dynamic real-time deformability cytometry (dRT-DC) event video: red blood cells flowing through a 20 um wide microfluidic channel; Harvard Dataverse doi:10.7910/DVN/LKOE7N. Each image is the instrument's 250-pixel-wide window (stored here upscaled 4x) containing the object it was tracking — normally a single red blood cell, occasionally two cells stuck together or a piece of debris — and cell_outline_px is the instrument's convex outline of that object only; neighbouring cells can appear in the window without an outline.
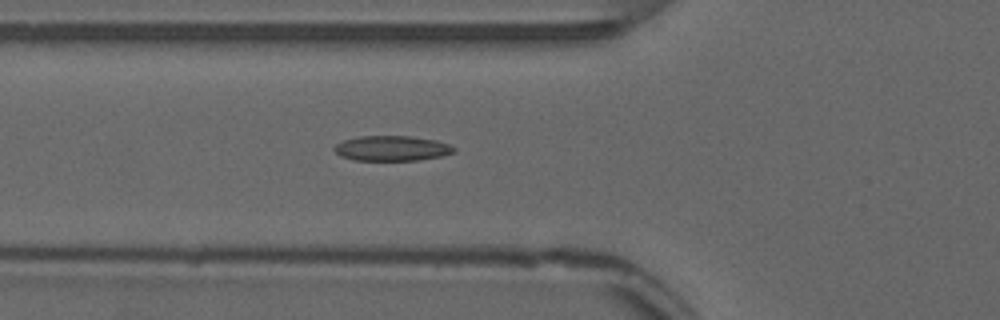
{"species": "common noctule bat (a hibernating species)", "species_latin": "Nyctalus noctula", "temperature_condition": "warm", "stored_images_in_passage": 54, "camera_frame_rate_fps": 3000, "um_per_image_px": 0.085, "animal": {"sex": "male", "forearm_length_mm": 52.5}, "frame": {"image": 1, "passage_image": 20, "time_ms": 6.333, "image_size_px": [1000, 320], "cell_outline_px": [[456, 152], [444, 156], [420, 160], [352, 160], [340, 156], [332, 148], [336, 144], [344, 140], [360, 136], [412, 136], [436, 140], [448, 144], [456, 148]], "centroid_in_image_um": [33.33, 12.61], "position_along_channel_um": 92.5, "area_um2": 17.69}}
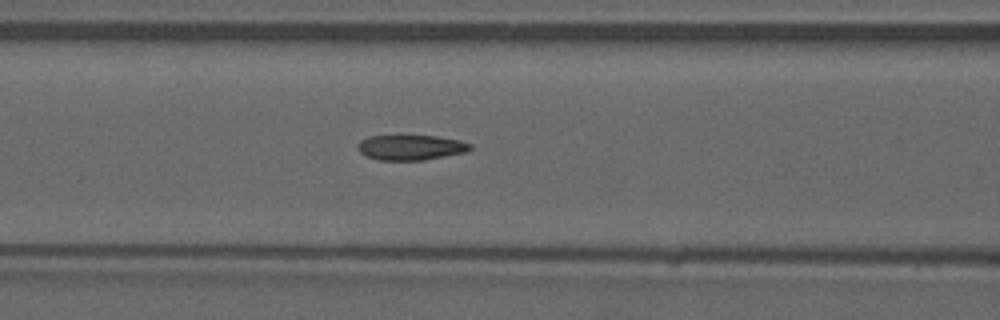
{"frame": {"image": 2, "passage_image": 23, "time_ms": 7.333, "image_size_px": [1000, 320], "cell_outline_px": [[472, 148], [468, 152], [424, 160], [380, 160], [368, 156], [360, 152], [360, 140], [368, 136], [436, 136], [460, 140], [472, 144]], "centroid_in_image_um": [35.0, 12.53], "position_along_channel_um": 131.6, "area_um2": 16.36}}
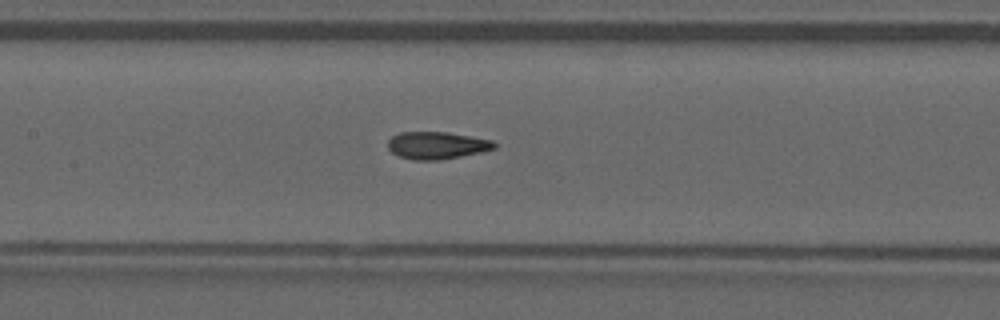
{"frame": {"image": 3, "passage_image": 26, "time_ms": 8.333, "image_size_px": [1000, 320], "cell_outline_px": [[496, 148], [480, 152], [440, 160], [412, 160], [400, 156], [392, 152], [388, 148], [388, 140], [392, 136], [400, 132], [448, 132], [472, 136], [492, 140], [496, 144]], "centroid_in_image_um": [37.13, 12.35], "position_along_channel_um": 170.3, "area_um2": 16.94}, "authors_computed_cell_mechanics": {"area_um2": 17.2533, "velocity_mm_per_s": 3.8648, "shape_relaxation_time_tau1_ms": null, "shape_relaxation_time_tau2_ms": 1.6728, "deformation_change_tau1": null, "deformation_change_tau2": 0.0913}}